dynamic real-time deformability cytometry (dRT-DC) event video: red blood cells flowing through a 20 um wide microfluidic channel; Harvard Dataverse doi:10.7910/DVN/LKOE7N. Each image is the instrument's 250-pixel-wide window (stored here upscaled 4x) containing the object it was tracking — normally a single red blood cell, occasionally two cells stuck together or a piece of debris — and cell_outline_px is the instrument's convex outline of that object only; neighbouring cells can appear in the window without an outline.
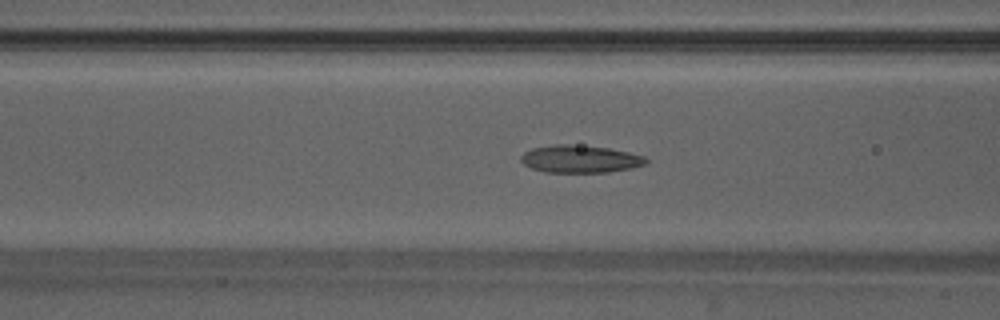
{"species": "Egyptian fruit bat (a non-hibernating species)", "species_latin": "Rousettus aegyptiacus", "temperature_condition": "warm", "stored_images_in_passage": 49, "camera_frame_rate_fps": 3000, "um_per_image_px": 0.085, "animal": {"sex": "male"}, "frame": {"image": 1, "passage_image": 20, "time_ms": 6.333, "image_size_px": [1000, 320], "cell_outline_px": [[648, 160], [644, 164], [632, 168], [608, 172], [544, 172], [532, 168], [524, 164], [520, 160], [520, 156], [524, 152], [532, 148], [556, 144], [572, 144], [608, 148], [628, 152], [644, 156]], "centroid_in_image_um": [49.28, 13.51], "position_along_channel_um": 117.3, "area_um2": 20.0}}
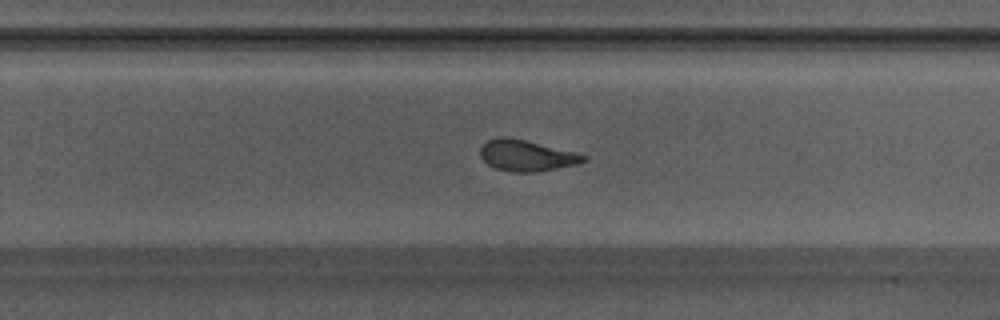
{"frame": {"image": 2, "passage_image": 32, "time_ms": 10.333, "image_size_px": [1000, 320], "cell_outline_px": [[588, 156], [584, 160], [576, 164], [536, 172], [512, 172], [496, 168], [488, 164], [480, 156], [480, 148], [488, 140], [496, 136], [508, 136], [576, 152]], "centroid_in_image_um": [44.72, 13.21], "position_along_channel_um": 285.1, "area_um2": 18.61}}
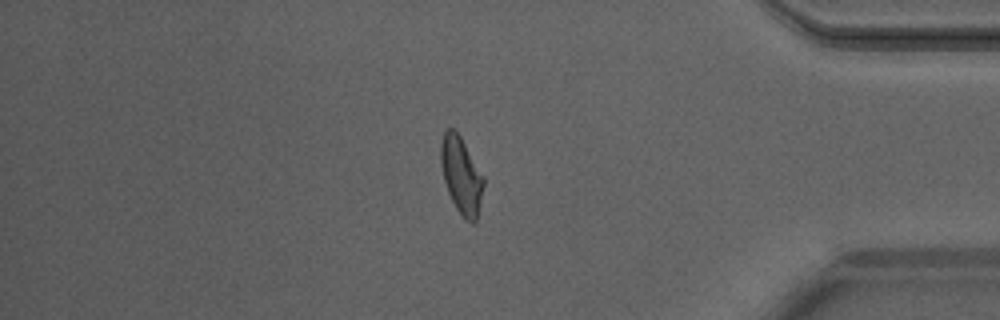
{"frame": {"image": 3, "passage_image": 42, "time_ms": 13.667, "image_size_px": [1000, 320], "cell_outline_px": [[484, 184], [476, 220], [472, 224], [464, 220], [456, 208], [448, 192], [444, 180], [440, 164], [440, 144], [444, 132], [448, 128], [456, 128], [484, 176]], "centroid_in_image_um": [39.2, 14.87], "position_along_channel_um": 396.0, "area_um2": 19.31}, "authors_computed_cell_mechanics": {"area_um2": 19.3052, "velocity_mm_per_s": 4.2008, "shape_relaxation_time_tau1_ms": 3.2013, "shape_relaxation_time_tau2_ms": 0.8773, "deformation_change_tau1": 0.1582, "deformation_change_tau2": 0.0861}}